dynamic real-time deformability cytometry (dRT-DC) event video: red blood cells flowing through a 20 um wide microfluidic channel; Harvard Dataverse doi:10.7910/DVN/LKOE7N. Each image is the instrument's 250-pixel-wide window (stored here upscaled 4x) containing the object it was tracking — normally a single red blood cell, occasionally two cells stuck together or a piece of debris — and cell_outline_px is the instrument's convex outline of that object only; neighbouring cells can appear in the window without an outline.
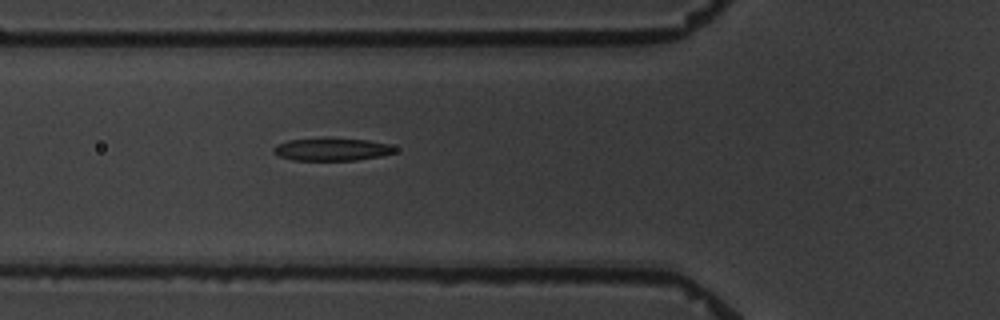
{"species": "common noctule bat (a hibernating species)", "species_latin": "Nyctalus noctula", "temperature_condition": "warm", "stored_images_in_passage": 6, "camera_frame_rate_fps": 3000, "um_per_image_px": 0.085, "animal": {"sex": "male", "body_mass_g": 19.5, "forearm_length_mm": 54.6}, "frame": {"image": 1, "passage_image": 6, "time_ms": 6.333, "image_size_px": [1000, 320], "cell_outline_px": [[396, 152], [380, 156], [356, 160], [292, 160], [280, 156], [272, 152], [272, 148], [276, 144], [288, 140], [324, 136], [328, 136], [368, 140], [388, 144], [396, 148]], "centroid_in_image_um": [28.16, 12.66], "position_along_channel_um": 97.6, "area_um2": 16.59}}